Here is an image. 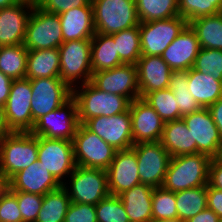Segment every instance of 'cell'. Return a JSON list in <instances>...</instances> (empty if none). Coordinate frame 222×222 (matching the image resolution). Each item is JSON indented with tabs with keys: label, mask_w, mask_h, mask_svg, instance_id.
I'll use <instances>...</instances> for the list:
<instances>
[{
	"label": "cell",
	"mask_w": 222,
	"mask_h": 222,
	"mask_svg": "<svg viewBox=\"0 0 222 222\" xmlns=\"http://www.w3.org/2000/svg\"><path fill=\"white\" fill-rule=\"evenodd\" d=\"M79 124L77 102L71 97L58 109L38 118L31 133L50 139L72 141Z\"/></svg>",
	"instance_id": "9"
},
{
	"label": "cell",
	"mask_w": 222,
	"mask_h": 222,
	"mask_svg": "<svg viewBox=\"0 0 222 222\" xmlns=\"http://www.w3.org/2000/svg\"><path fill=\"white\" fill-rule=\"evenodd\" d=\"M106 171L110 195L119 196L140 184L136 152L132 148L117 150Z\"/></svg>",
	"instance_id": "18"
},
{
	"label": "cell",
	"mask_w": 222,
	"mask_h": 222,
	"mask_svg": "<svg viewBox=\"0 0 222 222\" xmlns=\"http://www.w3.org/2000/svg\"><path fill=\"white\" fill-rule=\"evenodd\" d=\"M28 50L23 44L0 47V71L14 79L25 78Z\"/></svg>",
	"instance_id": "33"
},
{
	"label": "cell",
	"mask_w": 222,
	"mask_h": 222,
	"mask_svg": "<svg viewBox=\"0 0 222 222\" xmlns=\"http://www.w3.org/2000/svg\"><path fill=\"white\" fill-rule=\"evenodd\" d=\"M13 79L0 71V106L4 107L10 94Z\"/></svg>",
	"instance_id": "48"
},
{
	"label": "cell",
	"mask_w": 222,
	"mask_h": 222,
	"mask_svg": "<svg viewBox=\"0 0 222 222\" xmlns=\"http://www.w3.org/2000/svg\"><path fill=\"white\" fill-rule=\"evenodd\" d=\"M58 16L63 43L74 40H91L95 35L92 4L70 9Z\"/></svg>",
	"instance_id": "24"
},
{
	"label": "cell",
	"mask_w": 222,
	"mask_h": 222,
	"mask_svg": "<svg viewBox=\"0 0 222 222\" xmlns=\"http://www.w3.org/2000/svg\"><path fill=\"white\" fill-rule=\"evenodd\" d=\"M0 222H23L17 197L9 188L0 199Z\"/></svg>",
	"instance_id": "43"
},
{
	"label": "cell",
	"mask_w": 222,
	"mask_h": 222,
	"mask_svg": "<svg viewBox=\"0 0 222 222\" xmlns=\"http://www.w3.org/2000/svg\"><path fill=\"white\" fill-rule=\"evenodd\" d=\"M116 52L124 64H137L141 57V40L139 25L112 34Z\"/></svg>",
	"instance_id": "34"
},
{
	"label": "cell",
	"mask_w": 222,
	"mask_h": 222,
	"mask_svg": "<svg viewBox=\"0 0 222 222\" xmlns=\"http://www.w3.org/2000/svg\"><path fill=\"white\" fill-rule=\"evenodd\" d=\"M140 183L150 187H162L170 161V154L160 141L134 144Z\"/></svg>",
	"instance_id": "12"
},
{
	"label": "cell",
	"mask_w": 222,
	"mask_h": 222,
	"mask_svg": "<svg viewBox=\"0 0 222 222\" xmlns=\"http://www.w3.org/2000/svg\"><path fill=\"white\" fill-rule=\"evenodd\" d=\"M175 199L177 218L186 222L207 208V186L175 192Z\"/></svg>",
	"instance_id": "32"
},
{
	"label": "cell",
	"mask_w": 222,
	"mask_h": 222,
	"mask_svg": "<svg viewBox=\"0 0 222 222\" xmlns=\"http://www.w3.org/2000/svg\"><path fill=\"white\" fill-rule=\"evenodd\" d=\"M72 97L77 102L80 124L96 116L108 117L126 112L131 103L126 97L99 90L91 82L74 87Z\"/></svg>",
	"instance_id": "2"
},
{
	"label": "cell",
	"mask_w": 222,
	"mask_h": 222,
	"mask_svg": "<svg viewBox=\"0 0 222 222\" xmlns=\"http://www.w3.org/2000/svg\"><path fill=\"white\" fill-rule=\"evenodd\" d=\"M186 222H221V219L211 209L205 208L203 211L188 219Z\"/></svg>",
	"instance_id": "50"
},
{
	"label": "cell",
	"mask_w": 222,
	"mask_h": 222,
	"mask_svg": "<svg viewBox=\"0 0 222 222\" xmlns=\"http://www.w3.org/2000/svg\"><path fill=\"white\" fill-rule=\"evenodd\" d=\"M135 4L140 23L179 15L178 0H135Z\"/></svg>",
	"instance_id": "35"
},
{
	"label": "cell",
	"mask_w": 222,
	"mask_h": 222,
	"mask_svg": "<svg viewBox=\"0 0 222 222\" xmlns=\"http://www.w3.org/2000/svg\"><path fill=\"white\" fill-rule=\"evenodd\" d=\"M72 143L75 164L85 168L107 170L117 152L83 124H79Z\"/></svg>",
	"instance_id": "7"
},
{
	"label": "cell",
	"mask_w": 222,
	"mask_h": 222,
	"mask_svg": "<svg viewBox=\"0 0 222 222\" xmlns=\"http://www.w3.org/2000/svg\"><path fill=\"white\" fill-rule=\"evenodd\" d=\"M70 203L68 192L63 186L48 192L43 196L36 222H64Z\"/></svg>",
	"instance_id": "31"
},
{
	"label": "cell",
	"mask_w": 222,
	"mask_h": 222,
	"mask_svg": "<svg viewBox=\"0 0 222 222\" xmlns=\"http://www.w3.org/2000/svg\"><path fill=\"white\" fill-rule=\"evenodd\" d=\"M64 222H98L95 205L70 203Z\"/></svg>",
	"instance_id": "45"
},
{
	"label": "cell",
	"mask_w": 222,
	"mask_h": 222,
	"mask_svg": "<svg viewBox=\"0 0 222 222\" xmlns=\"http://www.w3.org/2000/svg\"><path fill=\"white\" fill-rule=\"evenodd\" d=\"M92 0H36L35 5L51 14H62L70 9L86 6Z\"/></svg>",
	"instance_id": "44"
},
{
	"label": "cell",
	"mask_w": 222,
	"mask_h": 222,
	"mask_svg": "<svg viewBox=\"0 0 222 222\" xmlns=\"http://www.w3.org/2000/svg\"><path fill=\"white\" fill-rule=\"evenodd\" d=\"M38 160V136L11 132L0 140V175L9 180Z\"/></svg>",
	"instance_id": "3"
},
{
	"label": "cell",
	"mask_w": 222,
	"mask_h": 222,
	"mask_svg": "<svg viewBox=\"0 0 222 222\" xmlns=\"http://www.w3.org/2000/svg\"><path fill=\"white\" fill-rule=\"evenodd\" d=\"M200 49L196 33L187 25L161 57L173 72L188 71L193 67Z\"/></svg>",
	"instance_id": "21"
},
{
	"label": "cell",
	"mask_w": 222,
	"mask_h": 222,
	"mask_svg": "<svg viewBox=\"0 0 222 222\" xmlns=\"http://www.w3.org/2000/svg\"><path fill=\"white\" fill-rule=\"evenodd\" d=\"M10 133L11 131L7 126V122L5 119L4 107L0 106V140Z\"/></svg>",
	"instance_id": "51"
},
{
	"label": "cell",
	"mask_w": 222,
	"mask_h": 222,
	"mask_svg": "<svg viewBox=\"0 0 222 222\" xmlns=\"http://www.w3.org/2000/svg\"><path fill=\"white\" fill-rule=\"evenodd\" d=\"M98 222H130L122 200L117 195H108L95 205Z\"/></svg>",
	"instance_id": "40"
},
{
	"label": "cell",
	"mask_w": 222,
	"mask_h": 222,
	"mask_svg": "<svg viewBox=\"0 0 222 222\" xmlns=\"http://www.w3.org/2000/svg\"><path fill=\"white\" fill-rule=\"evenodd\" d=\"M17 197V203L23 222H36L41 209L43 196L22 191H12Z\"/></svg>",
	"instance_id": "42"
},
{
	"label": "cell",
	"mask_w": 222,
	"mask_h": 222,
	"mask_svg": "<svg viewBox=\"0 0 222 222\" xmlns=\"http://www.w3.org/2000/svg\"><path fill=\"white\" fill-rule=\"evenodd\" d=\"M60 77V55L58 48L28 51L25 78Z\"/></svg>",
	"instance_id": "28"
},
{
	"label": "cell",
	"mask_w": 222,
	"mask_h": 222,
	"mask_svg": "<svg viewBox=\"0 0 222 222\" xmlns=\"http://www.w3.org/2000/svg\"><path fill=\"white\" fill-rule=\"evenodd\" d=\"M20 0H0V8H5L18 3Z\"/></svg>",
	"instance_id": "53"
},
{
	"label": "cell",
	"mask_w": 222,
	"mask_h": 222,
	"mask_svg": "<svg viewBox=\"0 0 222 222\" xmlns=\"http://www.w3.org/2000/svg\"><path fill=\"white\" fill-rule=\"evenodd\" d=\"M34 5L31 0H20L12 6L0 8V46L23 44Z\"/></svg>",
	"instance_id": "19"
},
{
	"label": "cell",
	"mask_w": 222,
	"mask_h": 222,
	"mask_svg": "<svg viewBox=\"0 0 222 222\" xmlns=\"http://www.w3.org/2000/svg\"><path fill=\"white\" fill-rule=\"evenodd\" d=\"M207 208L222 219V190L210 187L207 184Z\"/></svg>",
	"instance_id": "47"
},
{
	"label": "cell",
	"mask_w": 222,
	"mask_h": 222,
	"mask_svg": "<svg viewBox=\"0 0 222 222\" xmlns=\"http://www.w3.org/2000/svg\"><path fill=\"white\" fill-rule=\"evenodd\" d=\"M188 87L201 108H208L222 98V81L193 68L188 70Z\"/></svg>",
	"instance_id": "27"
},
{
	"label": "cell",
	"mask_w": 222,
	"mask_h": 222,
	"mask_svg": "<svg viewBox=\"0 0 222 222\" xmlns=\"http://www.w3.org/2000/svg\"><path fill=\"white\" fill-rule=\"evenodd\" d=\"M31 112L35 122L42 115L58 109L72 97V89L60 77L30 80Z\"/></svg>",
	"instance_id": "14"
},
{
	"label": "cell",
	"mask_w": 222,
	"mask_h": 222,
	"mask_svg": "<svg viewBox=\"0 0 222 222\" xmlns=\"http://www.w3.org/2000/svg\"><path fill=\"white\" fill-rule=\"evenodd\" d=\"M116 150H126L134 145L129 109L114 116H96L83 124Z\"/></svg>",
	"instance_id": "15"
},
{
	"label": "cell",
	"mask_w": 222,
	"mask_h": 222,
	"mask_svg": "<svg viewBox=\"0 0 222 222\" xmlns=\"http://www.w3.org/2000/svg\"><path fill=\"white\" fill-rule=\"evenodd\" d=\"M11 191H22L44 196L62 184L36 160L29 167L17 172L8 180Z\"/></svg>",
	"instance_id": "22"
},
{
	"label": "cell",
	"mask_w": 222,
	"mask_h": 222,
	"mask_svg": "<svg viewBox=\"0 0 222 222\" xmlns=\"http://www.w3.org/2000/svg\"><path fill=\"white\" fill-rule=\"evenodd\" d=\"M151 222H185V221H182L181 219L179 218H175V219H170V220H152Z\"/></svg>",
	"instance_id": "54"
},
{
	"label": "cell",
	"mask_w": 222,
	"mask_h": 222,
	"mask_svg": "<svg viewBox=\"0 0 222 222\" xmlns=\"http://www.w3.org/2000/svg\"><path fill=\"white\" fill-rule=\"evenodd\" d=\"M38 161L63 184L76 167L72 141L38 136Z\"/></svg>",
	"instance_id": "11"
},
{
	"label": "cell",
	"mask_w": 222,
	"mask_h": 222,
	"mask_svg": "<svg viewBox=\"0 0 222 222\" xmlns=\"http://www.w3.org/2000/svg\"><path fill=\"white\" fill-rule=\"evenodd\" d=\"M136 66L140 98L168 88L173 71L161 56L141 55Z\"/></svg>",
	"instance_id": "23"
},
{
	"label": "cell",
	"mask_w": 222,
	"mask_h": 222,
	"mask_svg": "<svg viewBox=\"0 0 222 222\" xmlns=\"http://www.w3.org/2000/svg\"><path fill=\"white\" fill-rule=\"evenodd\" d=\"M192 68L222 81V50L201 48Z\"/></svg>",
	"instance_id": "41"
},
{
	"label": "cell",
	"mask_w": 222,
	"mask_h": 222,
	"mask_svg": "<svg viewBox=\"0 0 222 222\" xmlns=\"http://www.w3.org/2000/svg\"><path fill=\"white\" fill-rule=\"evenodd\" d=\"M179 15L189 23L222 12V0H178Z\"/></svg>",
	"instance_id": "38"
},
{
	"label": "cell",
	"mask_w": 222,
	"mask_h": 222,
	"mask_svg": "<svg viewBox=\"0 0 222 222\" xmlns=\"http://www.w3.org/2000/svg\"><path fill=\"white\" fill-rule=\"evenodd\" d=\"M208 185L222 190V159L215 157L209 165Z\"/></svg>",
	"instance_id": "46"
},
{
	"label": "cell",
	"mask_w": 222,
	"mask_h": 222,
	"mask_svg": "<svg viewBox=\"0 0 222 222\" xmlns=\"http://www.w3.org/2000/svg\"><path fill=\"white\" fill-rule=\"evenodd\" d=\"M160 143L171 157L197 154L196 144H192V135L183 119L164 123Z\"/></svg>",
	"instance_id": "26"
},
{
	"label": "cell",
	"mask_w": 222,
	"mask_h": 222,
	"mask_svg": "<svg viewBox=\"0 0 222 222\" xmlns=\"http://www.w3.org/2000/svg\"><path fill=\"white\" fill-rule=\"evenodd\" d=\"M188 25L180 15L139 24L141 54L161 56L164 50Z\"/></svg>",
	"instance_id": "10"
},
{
	"label": "cell",
	"mask_w": 222,
	"mask_h": 222,
	"mask_svg": "<svg viewBox=\"0 0 222 222\" xmlns=\"http://www.w3.org/2000/svg\"><path fill=\"white\" fill-rule=\"evenodd\" d=\"M60 78L71 89L91 81V40L64 42L59 48Z\"/></svg>",
	"instance_id": "6"
},
{
	"label": "cell",
	"mask_w": 222,
	"mask_h": 222,
	"mask_svg": "<svg viewBox=\"0 0 222 222\" xmlns=\"http://www.w3.org/2000/svg\"><path fill=\"white\" fill-rule=\"evenodd\" d=\"M124 64L116 52L113 37L99 34L91 38V68L93 72L112 69Z\"/></svg>",
	"instance_id": "29"
},
{
	"label": "cell",
	"mask_w": 222,
	"mask_h": 222,
	"mask_svg": "<svg viewBox=\"0 0 222 222\" xmlns=\"http://www.w3.org/2000/svg\"><path fill=\"white\" fill-rule=\"evenodd\" d=\"M177 218L175 192L163 187L154 188L152 193V220Z\"/></svg>",
	"instance_id": "39"
},
{
	"label": "cell",
	"mask_w": 222,
	"mask_h": 222,
	"mask_svg": "<svg viewBox=\"0 0 222 222\" xmlns=\"http://www.w3.org/2000/svg\"><path fill=\"white\" fill-rule=\"evenodd\" d=\"M9 188L8 186V180H6L5 178H3L0 175V199L2 197V195L6 192V190Z\"/></svg>",
	"instance_id": "52"
},
{
	"label": "cell",
	"mask_w": 222,
	"mask_h": 222,
	"mask_svg": "<svg viewBox=\"0 0 222 222\" xmlns=\"http://www.w3.org/2000/svg\"><path fill=\"white\" fill-rule=\"evenodd\" d=\"M63 44L58 14L43 11L34 5L29 17L23 45L28 51L59 48Z\"/></svg>",
	"instance_id": "8"
},
{
	"label": "cell",
	"mask_w": 222,
	"mask_h": 222,
	"mask_svg": "<svg viewBox=\"0 0 222 222\" xmlns=\"http://www.w3.org/2000/svg\"><path fill=\"white\" fill-rule=\"evenodd\" d=\"M211 159L203 153L171 157L162 187L178 192L207 186Z\"/></svg>",
	"instance_id": "1"
},
{
	"label": "cell",
	"mask_w": 222,
	"mask_h": 222,
	"mask_svg": "<svg viewBox=\"0 0 222 222\" xmlns=\"http://www.w3.org/2000/svg\"><path fill=\"white\" fill-rule=\"evenodd\" d=\"M90 82L99 90L121 95L130 102L140 98L135 64H122L112 69L93 72Z\"/></svg>",
	"instance_id": "16"
},
{
	"label": "cell",
	"mask_w": 222,
	"mask_h": 222,
	"mask_svg": "<svg viewBox=\"0 0 222 222\" xmlns=\"http://www.w3.org/2000/svg\"><path fill=\"white\" fill-rule=\"evenodd\" d=\"M31 99L30 80L14 79L4 106L5 119L11 132H31L35 123L32 119Z\"/></svg>",
	"instance_id": "13"
},
{
	"label": "cell",
	"mask_w": 222,
	"mask_h": 222,
	"mask_svg": "<svg viewBox=\"0 0 222 222\" xmlns=\"http://www.w3.org/2000/svg\"><path fill=\"white\" fill-rule=\"evenodd\" d=\"M218 158L222 159V145H221V149H220V153H219Z\"/></svg>",
	"instance_id": "55"
},
{
	"label": "cell",
	"mask_w": 222,
	"mask_h": 222,
	"mask_svg": "<svg viewBox=\"0 0 222 222\" xmlns=\"http://www.w3.org/2000/svg\"><path fill=\"white\" fill-rule=\"evenodd\" d=\"M201 48L222 50V12L197 18L188 23Z\"/></svg>",
	"instance_id": "30"
},
{
	"label": "cell",
	"mask_w": 222,
	"mask_h": 222,
	"mask_svg": "<svg viewBox=\"0 0 222 222\" xmlns=\"http://www.w3.org/2000/svg\"><path fill=\"white\" fill-rule=\"evenodd\" d=\"M192 135V144L197 146V154L203 153L211 158L219 156L222 136L212 119L208 108H200L194 113L182 116Z\"/></svg>",
	"instance_id": "17"
},
{
	"label": "cell",
	"mask_w": 222,
	"mask_h": 222,
	"mask_svg": "<svg viewBox=\"0 0 222 222\" xmlns=\"http://www.w3.org/2000/svg\"><path fill=\"white\" fill-rule=\"evenodd\" d=\"M153 191V187L140 183L119 195L130 222L152 221Z\"/></svg>",
	"instance_id": "25"
},
{
	"label": "cell",
	"mask_w": 222,
	"mask_h": 222,
	"mask_svg": "<svg viewBox=\"0 0 222 222\" xmlns=\"http://www.w3.org/2000/svg\"><path fill=\"white\" fill-rule=\"evenodd\" d=\"M142 99L157 112L164 123L182 118L177 100L168 88L147 93Z\"/></svg>",
	"instance_id": "36"
},
{
	"label": "cell",
	"mask_w": 222,
	"mask_h": 222,
	"mask_svg": "<svg viewBox=\"0 0 222 222\" xmlns=\"http://www.w3.org/2000/svg\"><path fill=\"white\" fill-rule=\"evenodd\" d=\"M134 144L160 141L164 121L142 98L133 100L129 106Z\"/></svg>",
	"instance_id": "20"
},
{
	"label": "cell",
	"mask_w": 222,
	"mask_h": 222,
	"mask_svg": "<svg viewBox=\"0 0 222 222\" xmlns=\"http://www.w3.org/2000/svg\"><path fill=\"white\" fill-rule=\"evenodd\" d=\"M208 110L222 136V98L218 99L215 103L208 107Z\"/></svg>",
	"instance_id": "49"
},
{
	"label": "cell",
	"mask_w": 222,
	"mask_h": 222,
	"mask_svg": "<svg viewBox=\"0 0 222 222\" xmlns=\"http://www.w3.org/2000/svg\"><path fill=\"white\" fill-rule=\"evenodd\" d=\"M95 33L112 35L140 24L135 0H92Z\"/></svg>",
	"instance_id": "4"
},
{
	"label": "cell",
	"mask_w": 222,
	"mask_h": 222,
	"mask_svg": "<svg viewBox=\"0 0 222 222\" xmlns=\"http://www.w3.org/2000/svg\"><path fill=\"white\" fill-rule=\"evenodd\" d=\"M62 186L67 190L71 203L98 204L109 195L107 171L75 167Z\"/></svg>",
	"instance_id": "5"
},
{
	"label": "cell",
	"mask_w": 222,
	"mask_h": 222,
	"mask_svg": "<svg viewBox=\"0 0 222 222\" xmlns=\"http://www.w3.org/2000/svg\"><path fill=\"white\" fill-rule=\"evenodd\" d=\"M188 88V71L173 72L168 89L173 92L182 116L194 113L201 108Z\"/></svg>",
	"instance_id": "37"
}]
</instances>
